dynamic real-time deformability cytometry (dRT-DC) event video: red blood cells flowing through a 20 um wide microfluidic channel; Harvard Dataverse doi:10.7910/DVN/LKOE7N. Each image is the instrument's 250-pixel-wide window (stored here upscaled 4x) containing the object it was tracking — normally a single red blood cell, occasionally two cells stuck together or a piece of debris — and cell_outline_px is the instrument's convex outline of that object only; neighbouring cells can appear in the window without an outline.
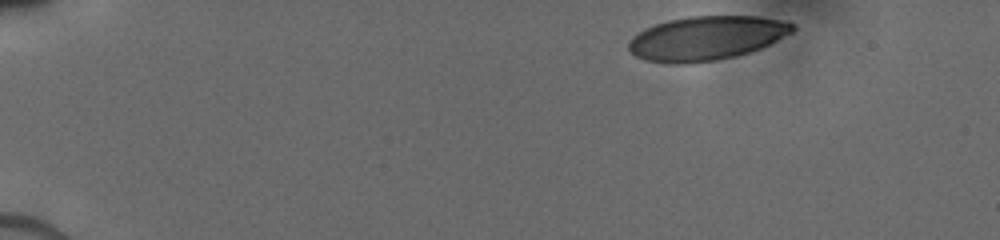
{"species": "human", "species_latin": "Homo sapiens", "temperature_condition": "cold", "stored_images_in_passage": 7, "camera_frame_rate_fps": 3000, "um_per_image_px": 0.085, "donor": {"sex": "male"}, "frame": {"image": 1, "passage_image": 1, "time_ms": 0.0, "image_size_px": [1000, 240], "cell_outline_px": [[796, 28], [792, 32], [760, 48], [736, 56], [716, 60], [684, 64], [668, 64], [644, 60], [636, 56], [628, 48], [628, 40], [632, 36], [644, 28], [668, 20], [688, 16], [756, 16], [788, 20], [796, 24]], "centroid_in_image_um": [60.03, 3.24], "position_along_channel_um": 25.0, "area_um2": 42.43}}
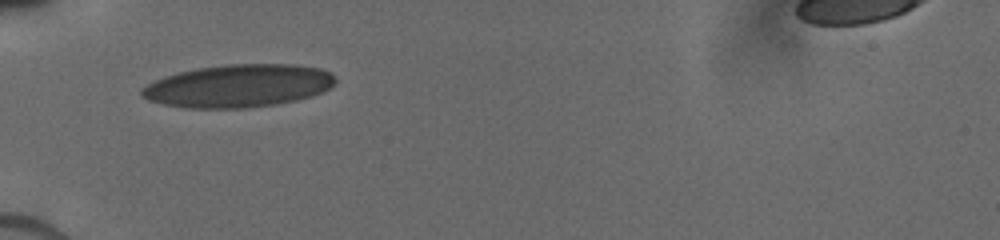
{"frame": {"image": 2, "passage_image": 6, "time_ms": 3.667, "image_size_px": [1000, 240], "cell_outline_px": [[336, 80], [328, 88], [312, 96], [296, 100], [276, 104], [248, 108], [184, 108], [164, 104], [148, 100], [140, 96], [140, 88], [164, 76], [196, 68], [228, 64], [296, 64], [320, 68], [332, 72]], "centroid_in_image_um": [20.25, 7.3], "position_along_channel_um": 64.8, "area_um2": 48.44}}
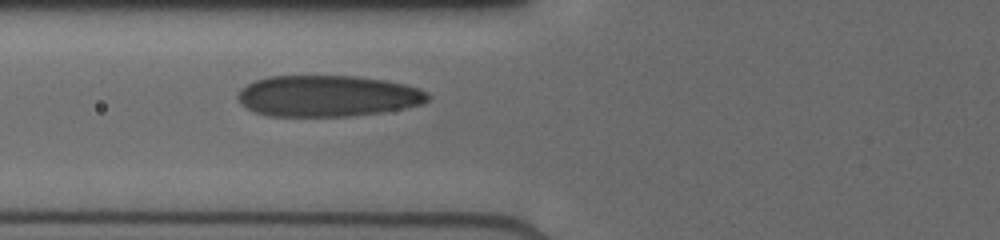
{"frame": {"image": 3, "passage_image": 7, "time_ms": 4.667, "image_size_px": [1000, 240], "cell_outline_px": [[428, 100], [424, 104], [404, 108], [380, 112], [352, 116], [268, 116], [256, 112], [240, 104], [236, 96], [240, 88], [256, 80], [268, 76], [356, 76], [384, 80], [404, 84], [420, 88], [428, 92]], "centroid_in_image_um": [27.84, 8.16], "position_along_channel_um": 98.0, "area_um2": 45.84}}